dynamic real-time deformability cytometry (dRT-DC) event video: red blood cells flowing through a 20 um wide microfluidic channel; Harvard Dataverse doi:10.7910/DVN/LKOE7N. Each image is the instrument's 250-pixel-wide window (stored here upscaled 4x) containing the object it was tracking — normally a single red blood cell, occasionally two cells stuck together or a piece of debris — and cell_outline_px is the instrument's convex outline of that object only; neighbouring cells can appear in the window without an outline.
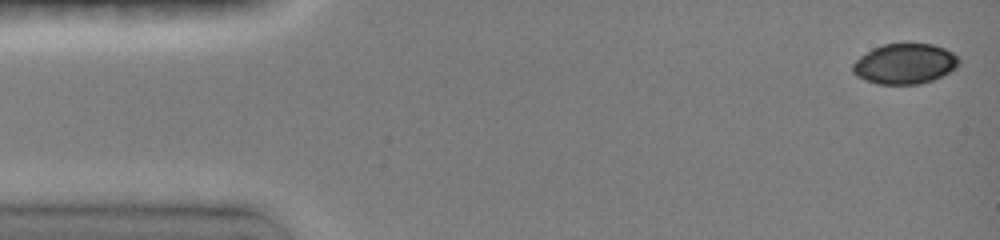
{"species": "common noctule bat (a hibernating species)", "species_latin": "Nyctalus noctula", "temperature_condition": "room temperature", "stored_images_in_passage": 33, "camera_frame_rate_fps": 3000, "um_per_image_px": 0.085, "animal": {"sex": "female", "body_mass_g": 19.0, "forearm_length_mm": 51.5}, "frame": {"image": 1, "passage_image": 1, "time_ms": 0.0, "image_size_px": [1000, 240], "cell_outline_px": [[960, 64], [956, 68], [932, 80], [920, 84], [876, 84], [864, 80], [856, 76], [852, 72], [852, 64], [860, 56], [872, 48], [884, 44], [932, 44], [944, 48], [952, 52], [960, 60]], "centroid_in_image_um": [76.88, 5.43], "position_along_channel_um": 8.1, "area_um2": 24.97}}
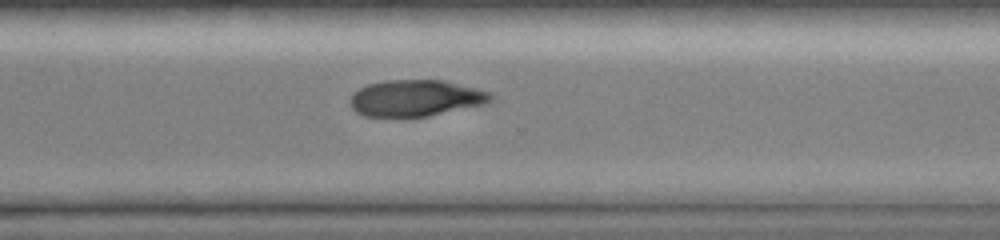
{"frame": {"image": 2, "passage_image": 22, "time_ms": 11.0, "image_size_px": [1000, 240], "cell_outline_px": [[496, 96], [492, 100], [484, 104], [428, 116], [364, 116], [356, 112], [352, 108], [352, 96], [360, 88], [368, 84], [384, 80], [444, 80], [492, 92]], "centroid_in_image_um": [35.39, 8.33], "position_along_channel_um": 335.2, "area_um2": 29.65}}
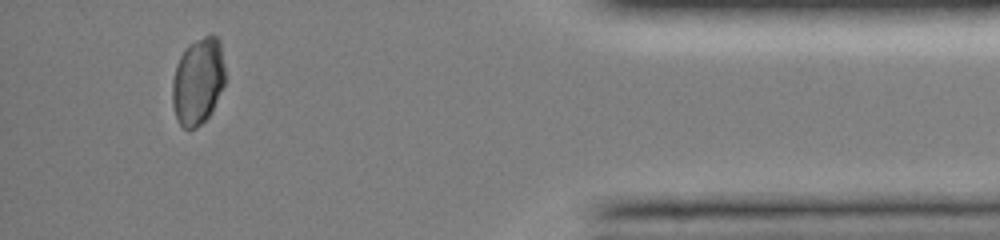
{"frame": {"image": 3, "passage_image": 29, "time_ms": 14.0, "image_size_px": [1000, 240], "cell_outline_px": [[224, 84], [212, 112], [196, 128], [188, 132], [176, 120], [172, 104], [172, 80], [176, 64], [184, 48], [188, 44], [212, 32], [220, 40], [224, 64]], "centroid_in_image_um": [16.81, 6.9], "position_along_channel_um": 418.4, "area_um2": 27.22}}